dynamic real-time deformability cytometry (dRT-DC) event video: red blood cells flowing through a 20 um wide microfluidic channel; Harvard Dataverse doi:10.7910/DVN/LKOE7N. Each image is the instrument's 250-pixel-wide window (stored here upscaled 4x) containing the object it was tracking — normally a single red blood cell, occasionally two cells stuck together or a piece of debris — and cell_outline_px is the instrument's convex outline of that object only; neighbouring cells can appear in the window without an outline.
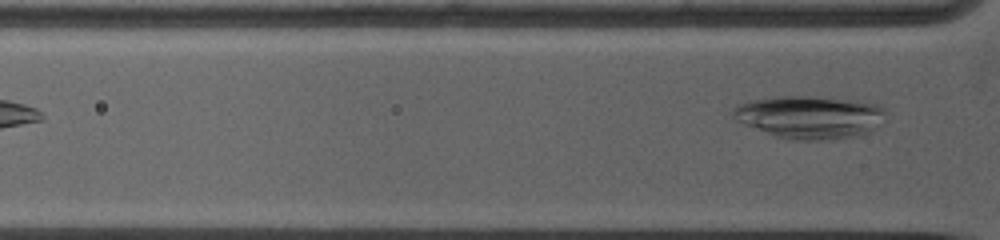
{"species": "common noctule bat (a hibernating species)", "species_latin": "Nyctalus noctula", "temperature_condition": "warm", "stored_images_in_passage": 4, "camera_frame_rate_fps": 5000, "um_per_image_px": 0.085, "animal": {"sex": "female", "body_mass_g": 19.0, "forearm_length_mm": 53.3}, "frame": {"image": 1, "passage_image": 4, "time_ms": 2.4, "image_size_px": [1000, 240], "cell_outline_px": [[880, 112], [868, 128], [844, 136], [780, 136], [768, 132], [748, 124], [740, 120], [736, 116], [732, 108], [740, 104], [752, 100], [772, 96], [812, 96], [848, 100], [876, 104], [880, 108]], "centroid_in_image_um": [68.62, 9.83], "position_along_channel_um": 57.2, "area_um2": 33.93}}